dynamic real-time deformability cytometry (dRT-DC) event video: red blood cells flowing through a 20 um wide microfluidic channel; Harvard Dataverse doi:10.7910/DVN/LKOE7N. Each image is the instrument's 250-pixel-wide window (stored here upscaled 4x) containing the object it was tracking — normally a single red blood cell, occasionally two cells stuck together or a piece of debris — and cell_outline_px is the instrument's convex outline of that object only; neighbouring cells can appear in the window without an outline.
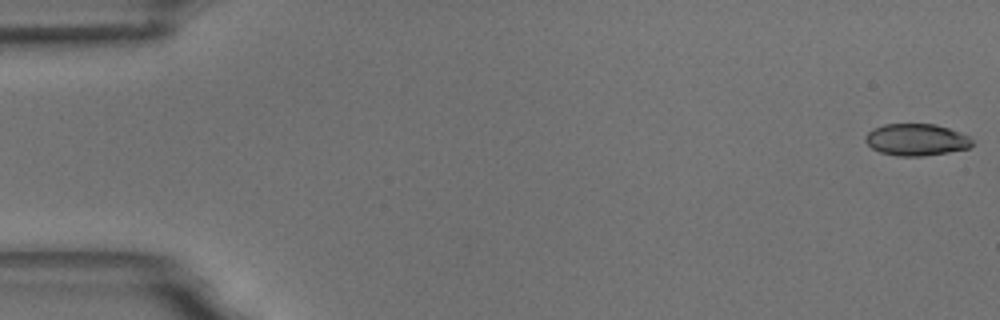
{"species": "common noctule bat (a hibernating species)", "species_latin": "Nyctalus noctula", "temperature_condition": "room temperature", "stored_images_in_passage": 56, "camera_frame_rate_fps": 3000, "um_per_image_px": 0.085, "animal": {"sex": "male", "body_mass_g": 18.8}, "frame": {"image": 1, "passage_image": 1, "time_ms": 0.0, "image_size_px": [1000, 320], "cell_outline_px": [[972, 144], [968, 148], [948, 152], [920, 156], [896, 156], [880, 152], [872, 148], [864, 140], [864, 136], [872, 128], [884, 124], [936, 124], [960, 132], [968, 136], [972, 140]], "centroid_in_image_um": [77.85, 11.87], "position_along_channel_um": 7.2, "area_um2": 19.83}}
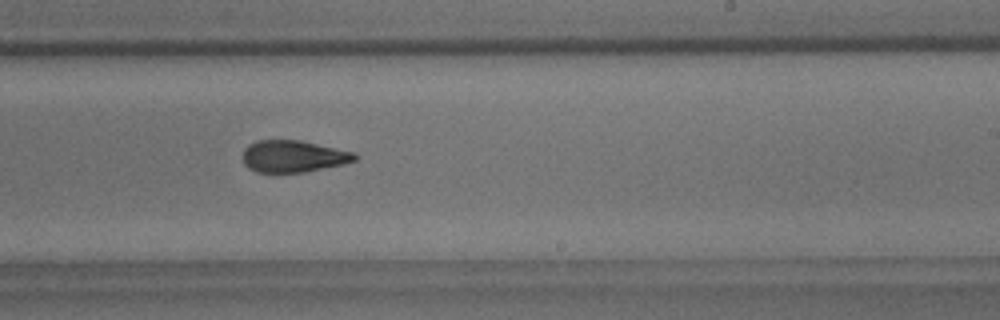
{"frame": {"image": 2, "passage_image": 34, "time_ms": 11.0, "image_size_px": [1000, 320], "cell_outline_px": [[356, 160], [344, 164], [304, 172], [256, 172], [248, 168], [244, 164], [244, 148], [248, 144], [256, 140], [300, 140], [356, 152]], "centroid_in_image_um": [24.93, 13.28], "position_along_channel_um": 264.1, "area_um2": 20.87}}
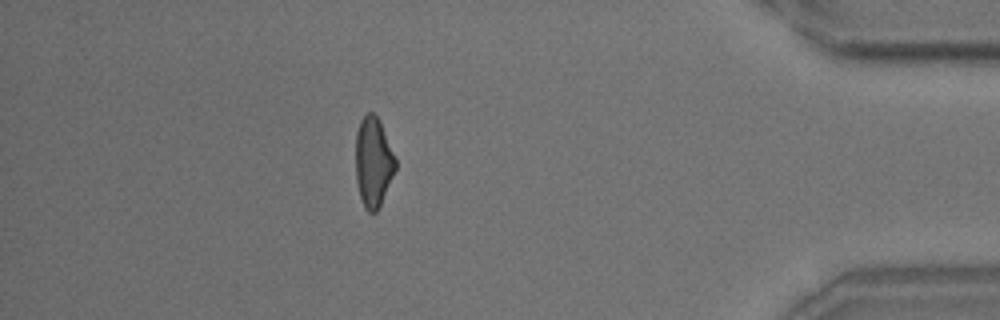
{"frame": {"image": 3, "passage_image": 49, "time_ms": 16.0, "image_size_px": [1000, 320], "cell_outline_px": [[396, 168], [380, 204], [376, 212], [368, 212], [364, 208], [360, 196], [356, 180], [356, 132], [360, 120], [368, 112], [372, 112], [380, 120], [396, 156]], "centroid_in_image_um": [31.73, 13.74], "position_along_channel_um": 403.5, "area_um2": 20.87}, "authors_computed_cell_mechanics": {"area_um2": 21.2415, "velocity_mm_per_s": 3.6554, "shape_relaxation_time_tau1_ms": 6.6072, "shape_relaxation_time_tau2_ms": 3.2865, "deformation_change_tau1": 0.1779, "deformation_change_tau2": 0.1121}}